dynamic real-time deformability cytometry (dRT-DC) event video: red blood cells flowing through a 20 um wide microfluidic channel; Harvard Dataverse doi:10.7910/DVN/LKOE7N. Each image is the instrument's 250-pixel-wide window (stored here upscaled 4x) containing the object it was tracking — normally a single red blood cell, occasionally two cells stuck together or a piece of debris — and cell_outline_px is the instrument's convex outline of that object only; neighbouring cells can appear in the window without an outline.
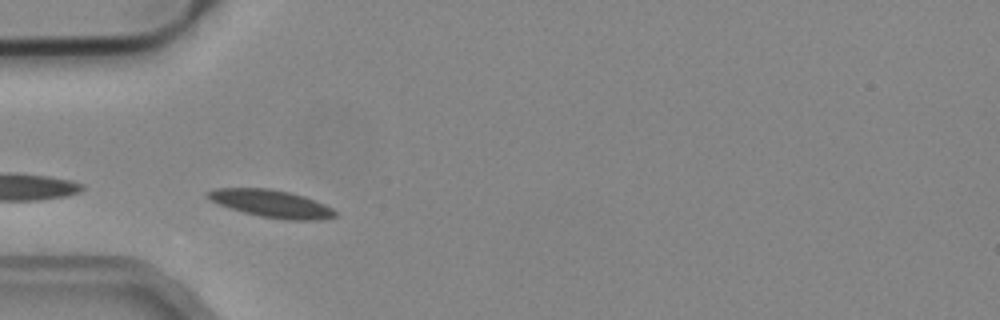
{"species": "common noctule bat (a hibernating species)", "species_latin": "Nyctalus noctula", "temperature_condition": "cold", "stored_images_in_passage": 6, "camera_frame_rate_fps": 3000, "um_per_image_px": 0.085, "animal": {"sex": "male", "body_mass_g": 19.2, "forearm_length_mm": 51.8}, "frame": {"image": 1, "passage_image": 2, "time_ms": 0.333, "image_size_px": [1000, 320], "cell_outline_px": [[336, 216], [320, 220], [284, 220], [260, 216], [244, 212], [220, 204], [204, 196], [208, 192], [216, 188], [268, 188], [288, 192], [304, 196], [324, 204], [332, 208], [336, 212]], "centroid_in_image_um": [23.09, 17.31], "position_along_channel_um": 61.9, "area_um2": 20.17}}